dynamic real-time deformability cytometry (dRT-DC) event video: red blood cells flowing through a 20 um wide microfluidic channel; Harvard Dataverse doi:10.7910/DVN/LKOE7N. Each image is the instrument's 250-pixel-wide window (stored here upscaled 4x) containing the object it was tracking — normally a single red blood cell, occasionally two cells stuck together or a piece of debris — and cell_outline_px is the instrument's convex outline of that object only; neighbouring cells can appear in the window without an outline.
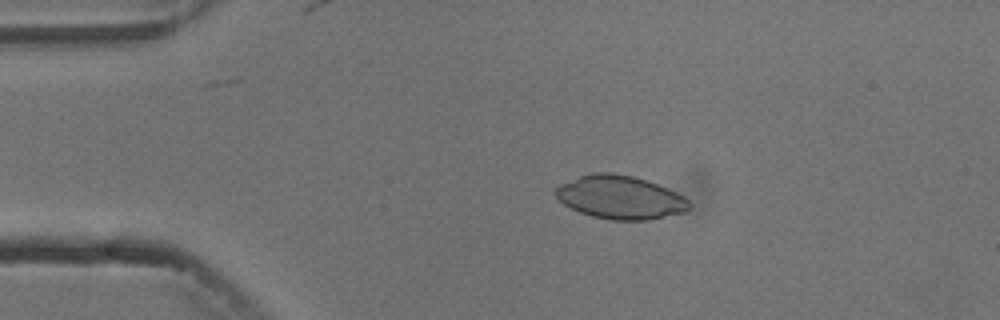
{"species": "common noctule bat (a hibernating species)", "species_latin": "Nyctalus noctula", "temperature_condition": "cold", "stored_images_in_passage": 8, "camera_frame_rate_fps": 3000, "um_per_image_px": 0.085, "animal": {"sex": "male", "body_mass_g": 13.3}, "frame": {"image": 1, "passage_image": 2, "time_ms": 1.333, "image_size_px": [1000, 320], "cell_outline_px": [[692, 208], [688, 212], [648, 220], [612, 220], [592, 216], [580, 212], [564, 204], [552, 192], [560, 184], [580, 176], [592, 172], [608, 172], [632, 176], [656, 184], [676, 192], [684, 196], [692, 204]], "centroid_in_image_um": [52.74, 16.78], "position_along_channel_um": 32.3, "area_um2": 33.81}}
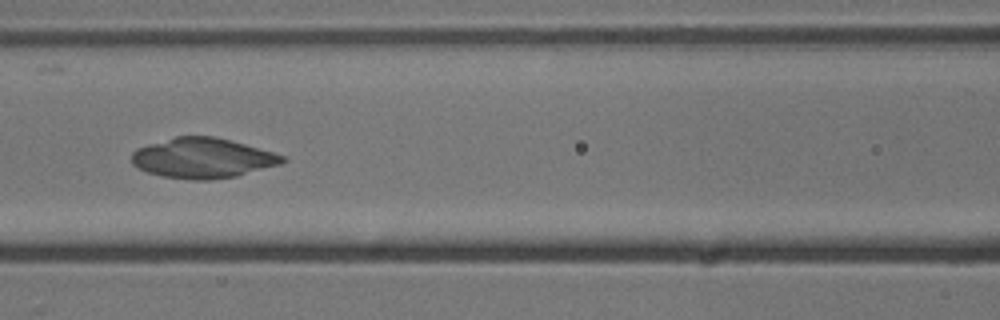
{"frame": {"image": 2, "passage_image": 6, "time_ms": 5.667, "image_size_px": [1000, 320], "cell_outline_px": [[288, 160], [280, 164], [236, 176], [212, 180], [192, 180], [160, 176], [148, 172], [132, 164], [132, 152], [136, 148], [148, 144], [176, 136], [216, 136], [272, 152], [284, 156]], "centroid_in_image_um": [17.21, 13.44], "position_along_channel_um": 149.4, "area_um2": 35.14}}
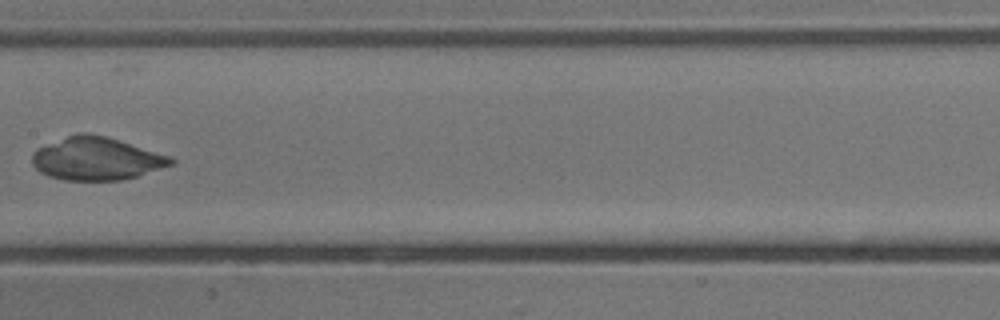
{"frame": {"image": 3, "passage_image": 7, "time_ms": 7.0, "image_size_px": [1000, 320], "cell_outline_px": [[176, 160], [172, 164], [136, 176], [120, 180], [64, 180], [48, 176], [40, 172], [32, 164], [32, 152], [40, 148], [68, 136], [80, 132], [88, 132], [104, 136], [172, 156]], "centroid_in_image_um": [8.2, 13.49], "position_along_channel_um": 199.2, "area_um2": 34.22}}